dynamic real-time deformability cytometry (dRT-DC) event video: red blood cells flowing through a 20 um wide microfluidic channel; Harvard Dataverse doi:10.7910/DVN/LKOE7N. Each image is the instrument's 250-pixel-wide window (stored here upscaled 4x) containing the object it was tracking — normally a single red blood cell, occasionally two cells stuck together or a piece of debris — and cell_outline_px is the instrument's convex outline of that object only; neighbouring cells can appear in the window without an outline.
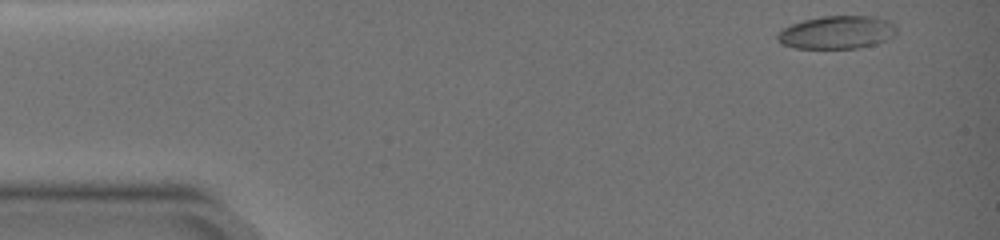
{"species": "common noctule bat (a hibernating species)", "species_latin": "Nyctalus noctula", "temperature_condition": "warm", "stored_images_in_passage": 13, "camera_frame_rate_fps": 3000, "um_per_image_px": 0.085, "animal": {"sex": "female", "body_mass_g": 19.0, "forearm_length_mm": 51.5}, "frame": {"image": 1, "passage_image": 1, "time_ms": 0.0, "image_size_px": [1000, 240], "cell_outline_px": [[896, 32], [892, 36], [876, 44], [860, 48], [796, 48], [780, 44], [776, 40], [776, 36], [784, 28], [792, 24], [804, 20], [820, 16], [876, 16], [888, 20], [896, 28]], "centroid_in_image_um": [71.12, 2.75], "position_along_channel_um": 13.9, "area_um2": 22.89}}
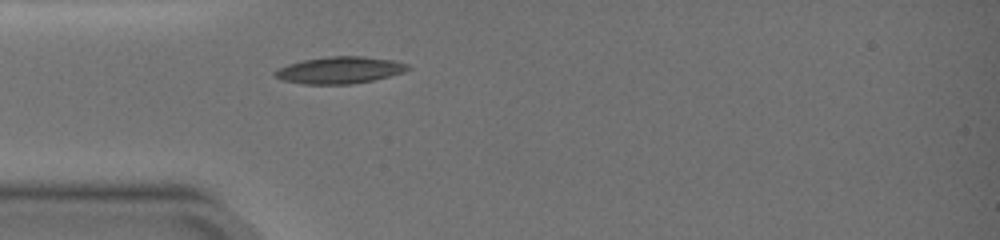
{"frame": {"image": 2, "passage_image": 9, "time_ms": 4.0, "image_size_px": [1000, 240], "cell_outline_px": [[412, 68], [404, 72], [372, 80], [352, 84], [304, 84], [284, 80], [272, 76], [272, 72], [288, 64], [304, 60], [328, 56], [364, 56], [392, 60], [408, 64]], "centroid_in_image_um": [28.87, 5.96], "position_along_channel_um": 56.1, "area_um2": 20.75}}
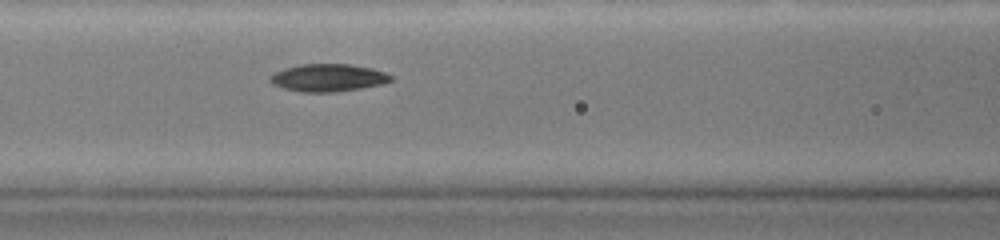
{"frame": {"image": 3, "passage_image": 13, "time_ms": 6.333, "image_size_px": [1000, 240], "cell_outline_px": [[392, 80], [384, 84], [360, 88], [332, 92], [300, 92], [284, 88], [272, 84], [268, 80], [268, 76], [284, 68], [300, 64], [348, 64], [372, 68], [384, 72], [392, 76]], "centroid_in_image_um": [27.86, 6.61], "position_along_channel_um": 138.7, "area_um2": 19.42}}